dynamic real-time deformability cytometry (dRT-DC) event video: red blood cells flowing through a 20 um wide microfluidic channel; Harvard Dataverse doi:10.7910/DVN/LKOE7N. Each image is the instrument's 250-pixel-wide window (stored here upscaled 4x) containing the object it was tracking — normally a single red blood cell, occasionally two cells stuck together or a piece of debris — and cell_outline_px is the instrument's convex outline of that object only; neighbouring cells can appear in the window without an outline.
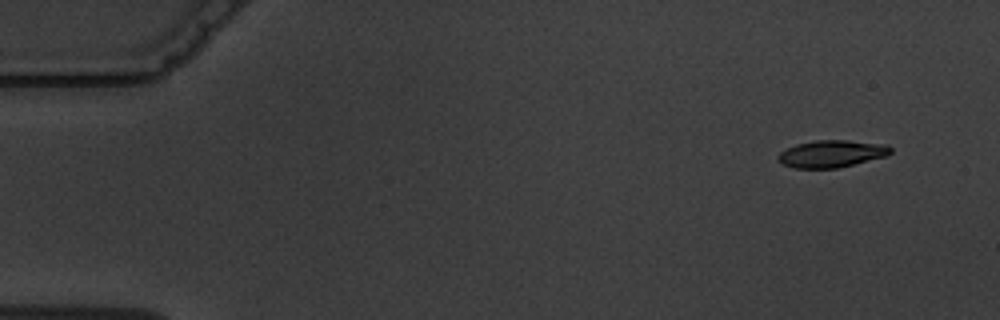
{"species": "common noctule bat (a hibernating species)", "species_latin": "Nyctalus noctula", "temperature_condition": "warm", "stored_images_in_passage": 6, "segment_of_instrument_passage": [1, 2], "camera_frame_rate_fps": 3000, "um_per_image_px": 0.085, "animal": {"sex": "male", "body_mass_g": 19.5, "forearm_length_mm": 54.6}, "frame": {"image": 1, "passage_image": 2, "time_ms": 1.0, "image_size_px": [1000, 320], "cell_outline_px": [[892, 152], [888, 156], [836, 168], [792, 168], [776, 160], [776, 156], [780, 152], [796, 144], [816, 140], [848, 140], [888, 144], [892, 148]], "centroid_in_image_um": [70.71, 13.06], "position_along_channel_um": 14.3, "area_um2": 17.98}}
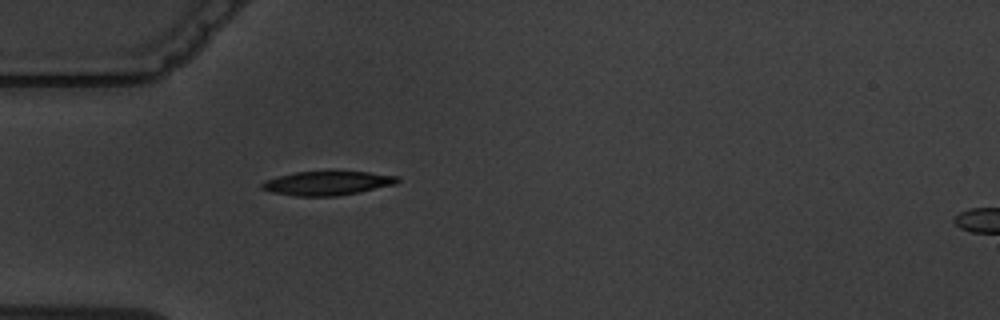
{"frame": {"image": 2, "passage_image": 5, "time_ms": 5.333, "image_size_px": [1000, 320], "cell_outline_px": [[400, 180], [396, 184], [360, 192], [336, 196], [296, 196], [272, 192], [260, 188], [260, 184], [268, 180], [280, 176], [296, 172], [368, 172], [400, 176]], "centroid_in_image_um": [27.87, 15.58], "position_along_channel_um": 57.1, "area_um2": 18.79}}